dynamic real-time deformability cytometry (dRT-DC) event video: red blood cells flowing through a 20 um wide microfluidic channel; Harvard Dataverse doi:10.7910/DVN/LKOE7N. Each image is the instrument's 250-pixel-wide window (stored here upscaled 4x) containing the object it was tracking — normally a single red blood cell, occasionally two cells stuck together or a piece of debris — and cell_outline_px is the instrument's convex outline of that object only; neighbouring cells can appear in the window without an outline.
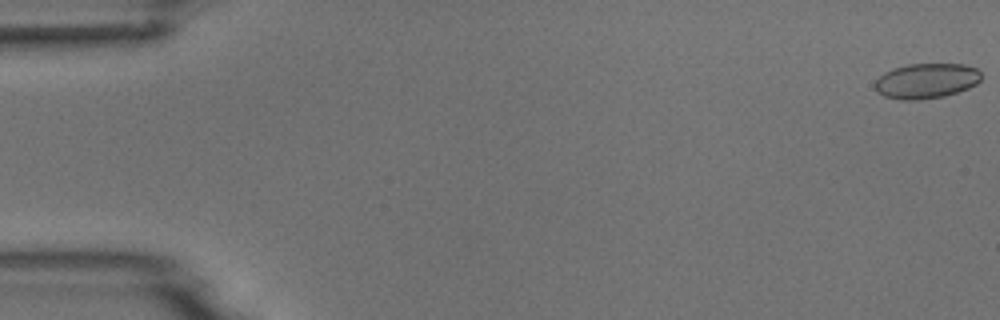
{"species": "common noctule bat (a hibernating species)", "species_latin": "Nyctalus noctula", "temperature_condition": "room temperature", "stored_images_in_passage": 5, "camera_frame_rate_fps": 3000, "um_per_image_px": 0.085, "animal": {"sex": "male", "body_mass_g": 18.8}, "frame": {"image": 1, "passage_image": 1, "time_ms": 0.0, "image_size_px": [1000, 320], "cell_outline_px": [[980, 80], [976, 84], [968, 88], [944, 96], [916, 100], [900, 100], [884, 96], [876, 92], [876, 80], [884, 72], [892, 68], [908, 64], [964, 64], [976, 68], [980, 72]], "centroid_in_image_um": [78.72, 6.87], "position_along_channel_um": 6.3, "area_um2": 21.73}}
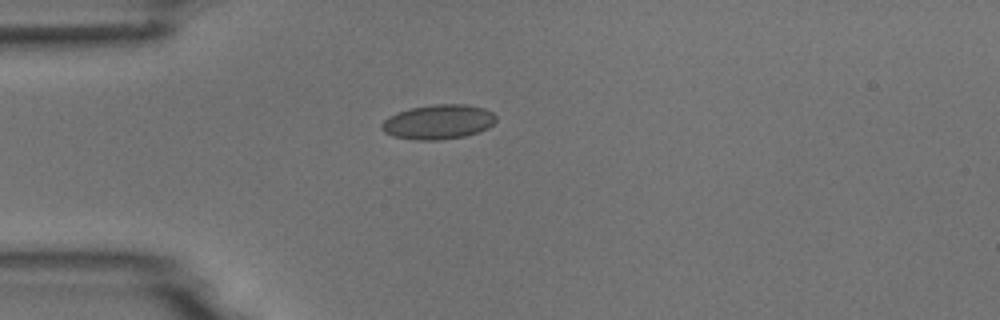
{"frame": {"image": 2, "passage_image": 5, "time_ms": 4.667, "image_size_px": [1000, 320], "cell_outline_px": [[496, 120], [488, 128], [464, 136], [440, 140], [412, 140], [392, 136], [384, 132], [380, 128], [380, 124], [388, 116], [412, 108], [432, 104], [464, 104], [484, 108], [492, 112], [496, 116]], "centroid_in_image_um": [37.23, 10.37], "position_along_channel_um": 47.8, "area_um2": 23.06}}